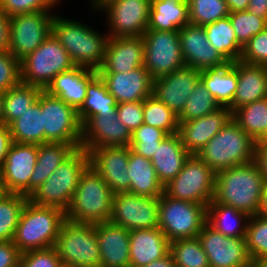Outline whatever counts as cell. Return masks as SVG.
I'll list each match as a JSON object with an SVG mask.
<instances>
[{
  "instance_id": "obj_16",
  "label": "cell",
  "mask_w": 267,
  "mask_h": 267,
  "mask_svg": "<svg viewBox=\"0 0 267 267\" xmlns=\"http://www.w3.org/2000/svg\"><path fill=\"white\" fill-rule=\"evenodd\" d=\"M209 267H252L245 237H227L206 223L198 235Z\"/></svg>"
},
{
  "instance_id": "obj_37",
  "label": "cell",
  "mask_w": 267,
  "mask_h": 267,
  "mask_svg": "<svg viewBox=\"0 0 267 267\" xmlns=\"http://www.w3.org/2000/svg\"><path fill=\"white\" fill-rule=\"evenodd\" d=\"M209 43L228 61L240 60L243 48L239 45L229 16L203 26Z\"/></svg>"
},
{
  "instance_id": "obj_10",
  "label": "cell",
  "mask_w": 267,
  "mask_h": 267,
  "mask_svg": "<svg viewBox=\"0 0 267 267\" xmlns=\"http://www.w3.org/2000/svg\"><path fill=\"white\" fill-rule=\"evenodd\" d=\"M216 173L197 155H190L177 176L164 186L175 199L208 207L213 200Z\"/></svg>"
},
{
  "instance_id": "obj_13",
  "label": "cell",
  "mask_w": 267,
  "mask_h": 267,
  "mask_svg": "<svg viewBox=\"0 0 267 267\" xmlns=\"http://www.w3.org/2000/svg\"><path fill=\"white\" fill-rule=\"evenodd\" d=\"M142 38L143 66L153 80L185 66L178 32L146 30Z\"/></svg>"
},
{
  "instance_id": "obj_14",
  "label": "cell",
  "mask_w": 267,
  "mask_h": 267,
  "mask_svg": "<svg viewBox=\"0 0 267 267\" xmlns=\"http://www.w3.org/2000/svg\"><path fill=\"white\" fill-rule=\"evenodd\" d=\"M54 14L35 11L10 17L9 52L21 61L51 34Z\"/></svg>"
},
{
  "instance_id": "obj_60",
  "label": "cell",
  "mask_w": 267,
  "mask_h": 267,
  "mask_svg": "<svg viewBox=\"0 0 267 267\" xmlns=\"http://www.w3.org/2000/svg\"><path fill=\"white\" fill-rule=\"evenodd\" d=\"M257 215L263 218H267V182L264 185L260 208H259Z\"/></svg>"
},
{
  "instance_id": "obj_38",
  "label": "cell",
  "mask_w": 267,
  "mask_h": 267,
  "mask_svg": "<svg viewBox=\"0 0 267 267\" xmlns=\"http://www.w3.org/2000/svg\"><path fill=\"white\" fill-rule=\"evenodd\" d=\"M116 99L107 90L104 81L97 75L87 86L86 98L77 110L81 125L97 114L116 112Z\"/></svg>"
},
{
  "instance_id": "obj_35",
  "label": "cell",
  "mask_w": 267,
  "mask_h": 267,
  "mask_svg": "<svg viewBox=\"0 0 267 267\" xmlns=\"http://www.w3.org/2000/svg\"><path fill=\"white\" fill-rule=\"evenodd\" d=\"M249 217L244 212L213 200L207 207V223L227 237H245ZM243 221H246L244 225Z\"/></svg>"
},
{
  "instance_id": "obj_17",
  "label": "cell",
  "mask_w": 267,
  "mask_h": 267,
  "mask_svg": "<svg viewBox=\"0 0 267 267\" xmlns=\"http://www.w3.org/2000/svg\"><path fill=\"white\" fill-rule=\"evenodd\" d=\"M38 145L12 142L0 167V180L6 193L29 197V181L37 162Z\"/></svg>"
},
{
  "instance_id": "obj_36",
  "label": "cell",
  "mask_w": 267,
  "mask_h": 267,
  "mask_svg": "<svg viewBox=\"0 0 267 267\" xmlns=\"http://www.w3.org/2000/svg\"><path fill=\"white\" fill-rule=\"evenodd\" d=\"M232 119L255 142L267 139V98L235 109Z\"/></svg>"
},
{
  "instance_id": "obj_51",
  "label": "cell",
  "mask_w": 267,
  "mask_h": 267,
  "mask_svg": "<svg viewBox=\"0 0 267 267\" xmlns=\"http://www.w3.org/2000/svg\"><path fill=\"white\" fill-rule=\"evenodd\" d=\"M61 259L54 247L21 254L19 267H57Z\"/></svg>"
},
{
  "instance_id": "obj_42",
  "label": "cell",
  "mask_w": 267,
  "mask_h": 267,
  "mask_svg": "<svg viewBox=\"0 0 267 267\" xmlns=\"http://www.w3.org/2000/svg\"><path fill=\"white\" fill-rule=\"evenodd\" d=\"M170 253L177 267H209L208 257L198 237L170 242Z\"/></svg>"
},
{
  "instance_id": "obj_32",
  "label": "cell",
  "mask_w": 267,
  "mask_h": 267,
  "mask_svg": "<svg viewBox=\"0 0 267 267\" xmlns=\"http://www.w3.org/2000/svg\"><path fill=\"white\" fill-rule=\"evenodd\" d=\"M189 23L187 0H151L147 30L178 32Z\"/></svg>"
},
{
  "instance_id": "obj_50",
  "label": "cell",
  "mask_w": 267,
  "mask_h": 267,
  "mask_svg": "<svg viewBox=\"0 0 267 267\" xmlns=\"http://www.w3.org/2000/svg\"><path fill=\"white\" fill-rule=\"evenodd\" d=\"M241 61L267 66V28L253 36L244 46Z\"/></svg>"
},
{
  "instance_id": "obj_29",
  "label": "cell",
  "mask_w": 267,
  "mask_h": 267,
  "mask_svg": "<svg viewBox=\"0 0 267 267\" xmlns=\"http://www.w3.org/2000/svg\"><path fill=\"white\" fill-rule=\"evenodd\" d=\"M190 155L184 148L178 133L168 135L161 141L151 161L163 186L177 176Z\"/></svg>"
},
{
  "instance_id": "obj_39",
  "label": "cell",
  "mask_w": 267,
  "mask_h": 267,
  "mask_svg": "<svg viewBox=\"0 0 267 267\" xmlns=\"http://www.w3.org/2000/svg\"><path fill=\"white\" fill-rule=\"evenodd\" d=\"M42 89L20 82L4 92V124L9 126L38 99Z\"/></svg>"
},
{
  "instance_id": "obj_26",
  "label": "cell",
  "mask_w": 267,
  "mask_h": 267,
  "mask_svg": "<svg viewBox=\"0 0 267 267\" xmlns=\"http://www.w3.org/2000/svg\"><path fill=\"white\" fill-rule=\"evenodd\" d=\"M97 75V70L73 66L55 76L45 91L78 110L86 98L88 84Z\"/></svg>"
},
{
  "instance_id": "obj_46",
  "label": "cell",
  "mask_w": 267,
  "mask_h": 267,
  "mask_svg": "<svg viewBox=\"0 0 267 267\" xmlns=\"http://www.w3.org/2000/svg\"><path fill=\"white\" fill-rule=\"evenodd\" d=\"M168 134L157 127L147 124L140 125L131 133V142L129 147L137 154L145 158L152 159L157 146Z\"/></svg>"
},
{
  "instance_id": "obj_7",
  "label": "cell",
  "mask_w": 267,
  "mask_h": 267,
  "mask_svg": "<svg viewBox=\"0 0 267 267\" xmlns=\"http://www.w3.org/2000/svg\"><path fill=\"white\" fill-rule=\"evenodd\" d=\"M207 223V207L168 196L159 197L158 228L174 242L198 237Z\"/></svg>"
},
{
  "instance_id": "obj_24",
  "label": "cell",
  "mask_w": 267,
  "mask_h": 267,
  "mask_svg": "<svg viewBox=\"0 0 267 267\" xmlns=\"http://www.w3.org/2000/svg\"><path fill=\"white\" fill-rule=\"evenodd\" d=\"M142 37L108 38L102 67L97 73H126L143 66Z\"/></svg>"
},
{
  "instance_id": "obj_5",
  "label": "cell",
  "mask_w": 267,
  "mask_h": 267,
  "mask_svg": "<svg viewBox=\"0 0 267 267\" xmlns=\"http://www.w3.org/2000/svg\"><path fill=\"white\" fill-rule=\"evenodd\" d=\"M90 166L89 153L77 148L28 199L38 206L68 209L81 175Z\"/></svg>"
},
{
  "instance_id": "obj_20",
  "label": "cell",
  "mask_w": 267,
  "mask_h": 267,
  "mask_svg": "<svg viewBox=\"0 0 267 267\" xmlns=\"http://www.w3.org/2000/svg\"><path fill=\"white\" fill-rule=\"evenodd\" d=\"M200 81V70L184 66L153 80L152 95L179 116Z\"/></svg>"
},
{
  "instance_id": "obj_40",
  "label": "cell",
  "mask_w": 267,
  "mask_h": 267,
  "mask_svg": "<svg viewBox=\"0 0 267 267\" xmlns=\"http://www.w3.org/2000/svg\"><path fill=\"white\" fill-rule=\"evenodd\" d=\"M28 197L17 193H4L0 198V241H13L21 212Z\"/></svg>"
},
{
  "instance_id": "obj_59",
  "label": "cell",
  "mask_w": 267,
  "mask_h": 267,
  "mask_svg": "<svg viewBox=\"0 0 267 267\" xmlns=\"http://www.w3.org/2000/svg\"><path fill=\"white\" fill-rule=\"evenodd\" d=\"M230 13L236 11H246L249 6V0H225Z\"/></svg>"
},
{
  "instance_id": "obj_47",
  "label": "cell",
  "mask_w": 267,
  "mask_h": 267,
  "mask_svg": "<svg viewBox=\"0 0 267 267\" xmlns=\"http://www.w3.org/2000/svg\"><path fill=\"white\" fill-rule=\"evenodd\" d=\"M229 19L242 48L253 36L267 28L266 19L255 16L247 10L232 12L229 14Z\"/></svg>"
},
{
  "instance_id": "obj_49",
  "label": "cell",
  "mask_w": 267,
  "mask_h": 267,
  "mask_svg": "<svg viewBox=\"0 0 267 267\" xmlns=\"http://www.w3.org/2000/svg\"><path fill=\"white\" fill-rule=\"evenodd\" d=\"M21 82L20 61L9 51L0 52V91L6 92Z\"/></svg>"
},
{
  "instance_id": "obj_57",
  "label": "cell",
  "mask_w": 267,
  "mask_h": 267,
  "mask_svg": "<svg viewBox=\"0 0 267 267\" xmlns=\"http://www.w3.org/2000/svg\"><path fill=\"white\" fill-rule=\"evenodd\" d=\"M247 11L267 20V0H249Z\"/></svg>"
},
{
  "instance_id": "obj_58",
  "label": "cell",
  "mask_w": 267,
  "mask_h": 267,
  "mask_svg": "<svg viewBox=\"0 0 267 267\" xmlns=\"http://www.w3.org/2000/svg\"><path fill=\"white\" fill-rule=\"evenodd\" d=\"M144 267H177L171 253L162 259L152 261Z\"/></svg>"
},
{
  "instance_id": "obj_62",
  "label": "cell",
  "mask_w": 267,
  "mask_h": 267,
  "mask_svg": "<svg viewBox=\"0 0 267 267\" xmlns=\"http://www.w3.org/2000/svg\"><path fill=\"white\" fill-rule=\"evenodd\" d=\"M252 267H267V258L253 261Z\"/></svg>"
},
{
  "instance_id": "obj_48",
  "label": "cell",
  "mask_w": 267,
  "mask_h": 267,
  "mask_svg": "<svg viewBox=\"0 0 267 267\" xmlns=\"http://www.w3.org/2000/svg\"><path fill=\"white\" fill-rule=\"evenodd\" d=\"M59 0H0V10L8 17L35 11L50 12Z\"/></svg>"
},
{
  "instance_id": "obj_61",
  "label": "cell",
  "mask_w": 267,
  "mask_h": 267,
  "mask_svg": "<svg viewBox=\"0 0 267 267\" xmlns=\"http://www.w3.org/2000/svg\"><path fill=\"white\" fill-rule=\"evenodd\" d=\"M3 102H4V92L0 91V124H4Z\"/></svg>"
},
{
  "instance_id": "obj_1",
  "label": "cell",
  "mask_w": 267,
  "mask_h": 267,
  "mask_svg": "<svg viewBox=\"0 0 267 267\" xmlns=\"http://www.w3.org/2000/svg\"><path fill=\"white\" fill-rule=\"evenodd\" d=\"M265 183L255 160L220 170L215 176L213 201L231 206L248 216L257 215Z\"/></svg>"
},
{
  "instance_id": "obj_8",
  "label": "cell",
  "mask_w": 267,
  "mask_h": 267,
  "mask_svg": "<svg viewBox=\"0 0 267 267\" xmlns=\"http://www.w3.org/2000/svg\"><path fill=\"white\" fill-rule=\"evenodd\" d=\"M54 248L61 261L77 267H101L96 224L65 220Z\"/></svg>"
},
{
  "instance_id": "obj_28",
  "label": "cell",
  "mask_w": 267,
  "mask_h": 267,
  "mask_svg": "<svg viewBox=\"0 0 267 267\" xmlns=\"http://www.w3.org/2000/svg\"><path fill=\"white\" fill-rule=\"evenodd\" d=\"M238 84L232 101V112L248 103L267 98V66L235 61Z\"/></svg>"
},
{
  "instance_id": "obj_33",
  "label": "cell",
  "mask_w": 267,
  "mask_h": 267,
  "mask_svg": "<svg viewBox=\"0 0 267 267\" xmlns=\"http://www.w3.org/2000/svg\"><path fill=\"white\" fill-rule=\"evenodd\" d=\"M75 150L76 148L72 144L48 142L38 145L37 162L29 181V196Z\"/></svg>"
},
{
  "instance_id": "obj_27",
  "label": "cell",
  "mask_w": 267,
  "mask_h": 267,
  "mask_svg": "<svg viewBox=\"0 0 267 267\" xmlns=\"http://www.w3.org/2000/svg\"><path fill=\"white\" fill-rule=\"evenodd\" d=\"M170 253V241L158 228L130 231V267H144Z\"/></svg>"
},
{
  "instance_id": "obj_34",
  "label": "cell",
  "mask_w": 267,
  "mask_h": 267,
  "mask_svg": "<svg viewBox=\"0 0 267 267\" xmlns=\"http://www.w3.org/2000/svg\"><path fill=\"white\" fill-rule=\"evenodd\" d=\"M43 114L38 99L9 125L12 142L41 145L45 143Z\"/></svg>"
},
{
  "instance_id": "obj_15",
  "label": "cell",
  "mask_w": 267,
  "mask_h": 267,
  "mask_svg": "<svg viewBox=\"0 0 267 267\" xmlns=\"http://www.w3.org/2000/svg\"><path fill=\"white\" fill-rule=\"evenodd\" d=\"M159 197L114 194L110 222L129 231L158 227Z\"/></svg>"
},
{
  "instance_id": "obj_31",
  "label": "cell",
  "mask_w": 267,
  "mask_h": 267,
  "mask_svg": "<svg viewBox=\"0 0 267 267\" xmlns=\"http://www.w3.org/2000/svg\"><path fill=\"white\" fill-rule=\"evenodd\" d=\"M200 81L220 107H228L232 112V101L238 84L235 62L200 71Z\"/></svg>"
},
{
  "instance_id": "obj_30",
  "label": "cell",
  "mask_w": 267,
  "mask_h": 267,
  "mask_svg": "<svg viewBox=\"0 0 267 267\" xmlns=\"http://www.w3.org/2000/svg\"><path fill=\"white\" fill-rule=\"evenodd\" d=\"M127 176L130 179V193L160 197L164 192V186L158 179L151 159L135 153L130 147Z\"/></svg>"
},
{
  "instance_id": "obj_21",
  "label": "cell",
  "mask_w": 267,
  "mask_h": 267,
  "mask_svg": "<svg viewBox=\"0 0 267 267\" xmlns=\"http://www.w3.org/2000/svg\"><path fill=\"white\" fill-rule=\"evenodd\" d=\"M179 38L185 66L198 69L224 66L228 61L209 43L203 26L187 24L179 29Z\"/></svg>"
},
{
  "instance_id": "obj_11",
  "label": "cell",
  "mask_w": 267,
  "mask_h": 267,
  "mask_svg": "<svg viewBox=\"0 0 267 267\" xmlns=\"http://www.w3.org/2000/svg\"><path fill=\"white\" fill-rule=\"evenodd\" d=\"M45 143L72 144L76 149L82 142V125L77 110L45 90L40 93Z\"/></svg>"
},
{
  "instance_id": "obj_2",
  "label": "cell",
  "mask_w": 267,
  "mask_h": 267,
  "mask_svg": "<svg viewBox=\"0 0 267 267\" xmlns=\"http://www.w3.org/2000/svg\"><path fill=\"white\" fill-rule=\"evenodd\" d=\"M52 34L69 54L75 66L99 70L105 57L108 34L101 35L76 20L55 15Z\"/></svg>"
},
{
  "instance_id": "obj_23",
  "label": "cell",
  "mask_w": 267,
  "mask_h": 267,
  "mask_svg": "<svg viewBox=\"0 0 267 267\" xmlns=\"http://www.w3.org/2000/svg\"><path fill=\"white\" fill-rule=\"evenodd\" d=\"M117 103L144 101L152 95L153 79L144 66L126 73H97Z\"/></svg>"
},
{
  "instance_id": "obj_3",
  "label": "cell",
  "mask_w": 267,
  "mask_h": 267,
  "mask_svg": "<svg viewBox=\"0 0 267 267\" xmlns=\"http://www.w3.org/2000/svg\"><path fill=\"white\" fill-rule=\"evenodd\" d=\"M113 197L108 184L89 166L80 177L65 212L66 219L85 224L108 222L112 215Z\"/></svg>"
},
{
  "instance_id": "obj_25",
  "label": "cell",
  "mask_w": 267,
  "mask_h": 267,
  "mask_svg": "<svg viewBox=\"0 0 267 267\" xmlns=\"http://www.w3.org/2000/svg\"><path fill=\"white\" fill-rule=\"evenodd\" d=\"M101 267H130V231L108 222L96 224Z\"/></svg>"
},
{
  "instance_id": "obj_45",
  "label": "cell",
  "mask_w": 267,
  "mask_h": 267,
  "mask_svg": "<svg viewBox=\"0 0 267 267\" xmlns=\"http://www.w3.org/2000/svg\"><path fill=\"white\" fill-rule=\"evenodd\" d=\"M245 242L252 261L267 258V218L249 217Z\"/></svg>"
},
{
  "instance_id": "obj_54",
  "label": "cell",
  "mask_w": 267,
  "mask_h": 267,
  "mask_svg": "<svg viewBox=\"0 0 267 267\" xmlns=\"http://www.w3.org/2000/svg\"><path fill=\"white\" fill-rule=\"evenodd\" d=\"M10 48V17L0 10V52Z\"/></svg>"
},
{
  "instance_id": "obj_19",
  "label": "cell",
  "mask_w": 267,
  "mask_h": 267,
  "mask_svg": "<svg viewBox=\"0 0 267 267\" xmlns=\"http://www.w3.org/2000/svg\"><path fill=\"white\" fill-rule=\"evenodd\" d=\"M131 132L118 118V113L110 112L90 117L82 125L80 147L88 153L101 146H129Z\"/></svg>"
},
{
  "instance_id": "obj_6",
  "label": "cell",
  "mask_w": 267,
  "mask_h": 267,
  "mask_svg": "<svg viewBox=\"0 0 267 267\" xmlns=\"http://www.w3.org/2000/svg\"><path fill=\"white\" fill-rule=\"evenodd\" d=\"M256 142L231 118L197 156L215 173L255 160Z\"/></svg>"
},
{
  "instance_id": "obj_43",
  "label": "cell",
  "mask_w": 267,
  "mask_h": 267,
  "mask_svg": "<svg viewBox=\"0 0 267 267\" xmlns=\"http://www.w3.org/2000/svg\"><path fill=\"white\" fill-rule=\"evenodd\" d=\"M189 22L205 26L229 16L230 10L225 0H187Z\"/></svg>"
},
{
  "instance_id": "obj_4",
  "label": "cell",
  "mask_w": 267,
  "mask_h": 267,
  "mask_svg": "<svg viewBox=\"0 0 267 267\" xmlns=\"http://www.w3.org/2000/svg\"><path fill=\"white\" fill-rule=\"evenodd\" d=\"M65 212L56 207L25 203L16 227L13 243L21 253L54 247Z\"/></svg>"
},
{
  "instance_id": "obj_56",
  "label": "cell",
  "mask_w": 267,
  "mask_h": 267,
  "mask_svg": "<svg viewBox=\"0 0 267 267\" xmlns=\"http://www.w3.org/2000/svg\"><path fill=\"white\" fill-rule=\"evenodd\" d=\"M12 143L9 126L0 124V167L5 160L8 149Z\"/></svg>"
},
{
  "instance_id": "obj_9",
  "label": "cell",
  "mask_w": 267,
  "mask_h": 267,
  "mask_svg": "<svg viewBox=\"0 0 267 267\" xmlns=\"http://www.w3.org/2000/svg\"><path fill=\"white\" fill-rule=\"evenodd\" d=\"M75 66L51 34L35 51L20 61L21 82L45 90L53 78Z\"/></svg>"
},
{
  "instance_id": "obj_44",
  "label": "cell",
  "mask_w": 267,
  "mask_h": 267,
  "mask_svg": "<svg viewBox=\"0 0 267 267\" xmlns=\"http://www.w3.org/2000/svg\"><path fill=\"white\" fill-rule=\"evenodd\" d=\"M220 108L211 93L206 89L201 81H199L188 96L185 107L178 116V121H189L192 119L203 117Z\"/></svg>"
},
{
  "instance_id": "obj_55",
  "label": "cell",
  "mask_w": 267,
  "mask_h": 267,
  "mask_svg": "<svg viewBox=\"0 0 267 267\" xmlns=\"http://www.w3.org/2000/svg\"><path fill=\"white\" fill-rule=\"evenodd\" d=\"M255 161L261 168L265 182H267V139L256 142Z\"/></svg>"
},
{
  "instance_id": "obj_63",
  "label": "cell",
  "mask_w": 267,
  "mask_h": 267,
  "mask_svg": "<svg viewBox=\"0 0 267 267\" xmlns=\"http://www.w3.org/2000/svg\"><path fill=\"white\" fill-rule=\"evenodd\" d=\"M57 267H77V266L71 263L60 261Z\"/></svg>"
},
{
  "instance_id": "obj_64",
  "label": "cell",
  "mask_w": 267,
  "mask_h": 267,
  "mask_svg": "<svg viewBox=\"0 0 267 267\" xmlns=\"http://www.w3.org/2000/svg\"><path fill=\"white\" fill-rule=\"evenodd\" d=\"M5 193V190L3 188L2 182L0 180V198L2 197V195Z\"/></svg>"
},
{
  "instance_id": "obj_22",
  "label": "cell",
  "mask_w": 267,
  "mask_h": 267,
  "mask_svg": "<svg viewBox=\"0 0 267 267\" xmlns=\"http://www.w3.org/2000/svg\"><path fill=\"white\" fill-rule=\"evenodd\" d=\"M232 118L228 107H220L203 117L189 121H179L178 135L184 148L191 154L199 151L216 135Z\"/></svg>"
},
{
  "instance_id": "obj_18",
  "label": "cell",
  "mask_w": 267,
  "mask_h": 267,
  "mask_svg": "<svg viewBox=\"0 0 267 267\" xmlns=\"http://www.w3.org/2000/svg\"><path fill=\"white\" fill-rule=\"evenodd\" d=\"M89 157L90 166L108 184L113 194L129 192V146L97 147L89 152Z\"/></svg>"
},
{
  "instance_id": "obj_53",
  "label": "cell",
  "mask_w": 267,
  "mask_h": 267,
  "mask_svg": "<svg viewBox=\"0 0 267 267\" xmlns=\"http://www.w3.org/2000/svg\"><path fill=\"white\" fill-rule=\"evenodd\" d=\"M21 254L13 241H0V267H18Z\"/></svg>"
},
{
  "instance_id": "obj_12",
  "label": "cell",
  "mask_w": 267,
  "mask_h": 267,
  "mask_svg": "<svg viewBox=\"0 0 267 267\" xmlns=\"http://www.w3.org/2000/svg\"><path fill=\"white\" fill-rule=\"evenodd\" d=\"M93 10L107 13L109 38L142 37L149 25L151 0H93Z\"/></svg>"
},
{
  "instance_id": "obj_41",
  "label": "cell",
  "mask_w": 267,
  "mask_h": 267,
  "mask_svg": "<svg viewBox=\"0 0 267 267\" xmlns=\"http://www.w3.org/2000/svg\"><path fill=\"white\" fill-rule=\"evenodd\" d=\"M143 123L160 128L168 135L178 133V116L154 95L143 101Z\"/></svg>"
},
{
  "instance_id": "obj_52",
  "label": "cell",
  "mask_w": 267,
  "mask_h": 267,
  "mask_svg": "<svg viewBox=\"0 0 267 267\" xmlns=\"http://www.w3.org/2000/svg\"><path fill=\"white\" fill-rule=\"evenodd\" d=\"M118 118L133 133L143 124V101L118 103Z\"/></svg>"
}]
</instances>
